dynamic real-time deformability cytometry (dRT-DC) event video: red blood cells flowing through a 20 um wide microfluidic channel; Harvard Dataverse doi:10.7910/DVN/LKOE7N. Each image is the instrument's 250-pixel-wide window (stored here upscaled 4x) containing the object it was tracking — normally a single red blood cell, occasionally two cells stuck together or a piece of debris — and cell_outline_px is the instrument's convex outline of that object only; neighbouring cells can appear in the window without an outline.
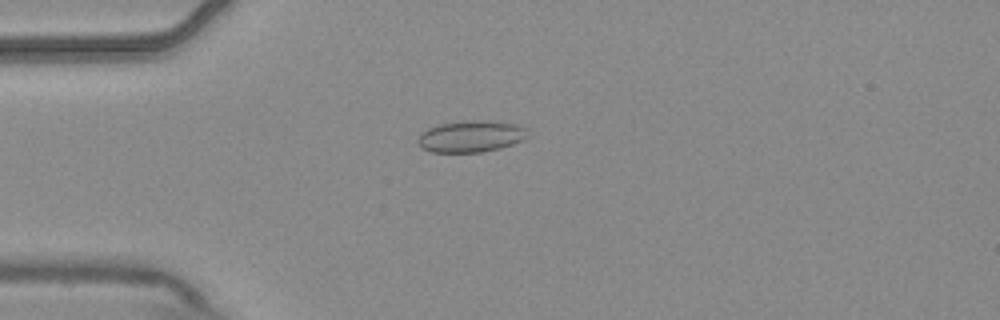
{"species": "common noctule bat (a hibernating species)", "species_latin": "Nyctalus noctula", "temperature_condition": "warm", "stored_images_in_passage": 5, "camera_frame_rate_fps": 3000, "um_per_image_px": 0.085, "animal": {"sex": "male", "body_mass_g": 20.4}, "frame": {"image": 1, "passage_image": 3, "time_ms": 0.667, "image_size_px": [1000, 320], "cell_outline_px": [[528, 136], [524, 140], [500, 148], [480, 152], [432, 152], [420, 148], [416, 140], [428, 128], [440, 124], [464, 120], [492, 120], [516, 124], [524, 128]], "centroid_in_image_um": [40.02, 11.58], "position_along_channel_um": 45.0, "area_um2": 20.29}}
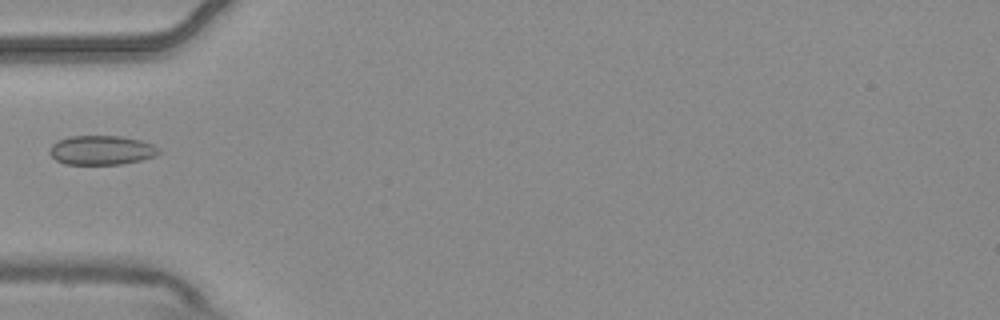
{"frame": {"image": 2, "passage_image": 4, "time_ms": 1.0, "image_size_px": [1000, 320], "cell_outline_px": [[160, 152], [156, 156], [140, 160], [120, 164], [64, 164], [56, 160], [48, 152], [52, 144], [68, 136], [120, 136], [140, 140], [152, 144], [160, 148]], "centroid_in_image_um": [8.63, 12.76], "position_along_channel_um": 76.4, "area_um2": 18.61}}
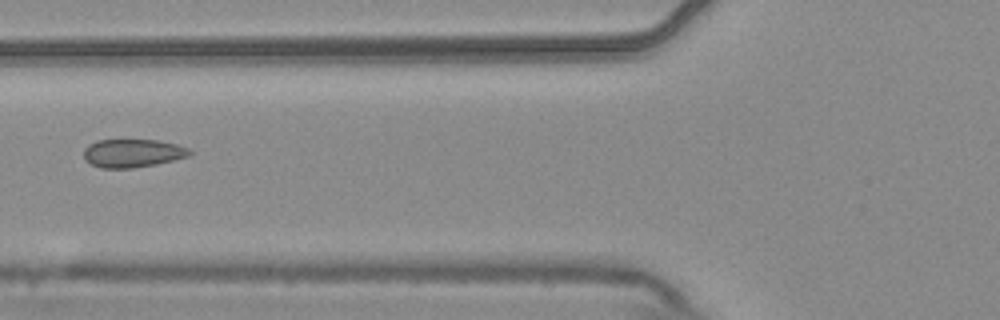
{"frame": {"image": 3, "passage_image": 5, "time_ms": 1.333, "image_size_px": [1000, 320], "cell_outline_px": [[192, 152], [188, 156], [156, 164], [132, 168], [100, 168], [84, 160], [84, 148], [88, 144], [96, 140], [156, 140], [176, 144], [188, 148]], "centroid_in_image_um": [11.23, 13.02], "position_along_channel_um": 114.6, "area_um2": 17.4}}